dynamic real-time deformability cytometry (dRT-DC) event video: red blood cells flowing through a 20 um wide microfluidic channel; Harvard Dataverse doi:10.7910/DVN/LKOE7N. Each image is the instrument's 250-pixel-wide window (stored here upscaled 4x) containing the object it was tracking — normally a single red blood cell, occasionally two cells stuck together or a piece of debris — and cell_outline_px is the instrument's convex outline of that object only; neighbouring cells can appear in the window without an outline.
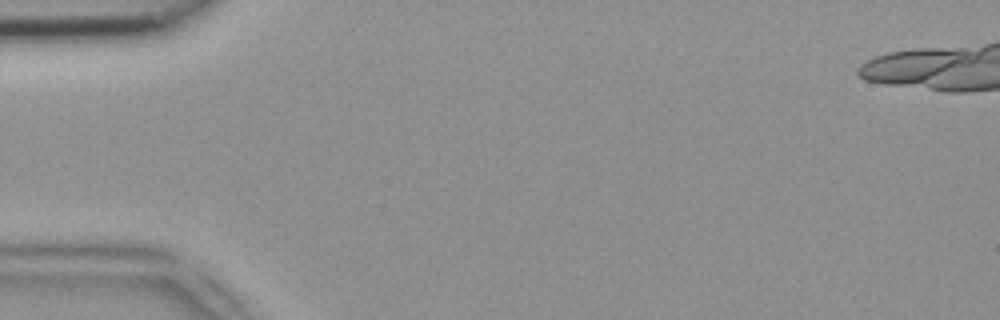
{"species": "common noctule bat (a hibernating species)", "species_latin": "Nyctalus noctula", "temperature_condition": "room temperature", "stored_images_in_passage": 19, "camera_frame_rate_fps": 3000, "um_per_image_px": 0.085, "animal": {"sex": "female", "body_mass_g": 18.4}, "frame": {"image": 1, "passage_image": 1, "time_ms": 0.0, "image_size_px": [1000, 320], "cell_outline_px": [[956, 60], [916, 80], [876, 80], [904, 52], [952, 52]], "centroid_in_image_um": [77.9, 5.56], "position_along_channel_um": 7.1, "area_um2": 10.35}}
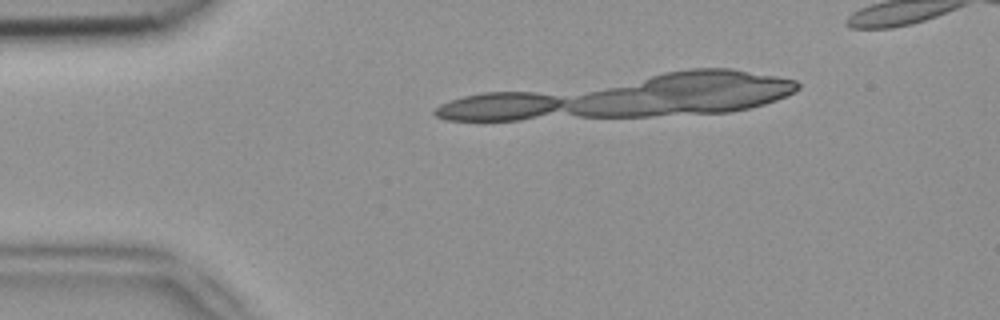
{"frame": {"image": 2, "passage_image": 13, "time_ms": 4.0, "image_size_px": [1000, 320], "cell_outline_px": [[556, 104], [552, 108], [540, 112], [524, 116], [504, 120], [468, 120], [444, 116], [516, 96], [540, 96], [556, 100]], "centroid_in_image_um": [43.11, 9.25], "position_along_channel_um": 41.9, "area_um2": 11.39}}